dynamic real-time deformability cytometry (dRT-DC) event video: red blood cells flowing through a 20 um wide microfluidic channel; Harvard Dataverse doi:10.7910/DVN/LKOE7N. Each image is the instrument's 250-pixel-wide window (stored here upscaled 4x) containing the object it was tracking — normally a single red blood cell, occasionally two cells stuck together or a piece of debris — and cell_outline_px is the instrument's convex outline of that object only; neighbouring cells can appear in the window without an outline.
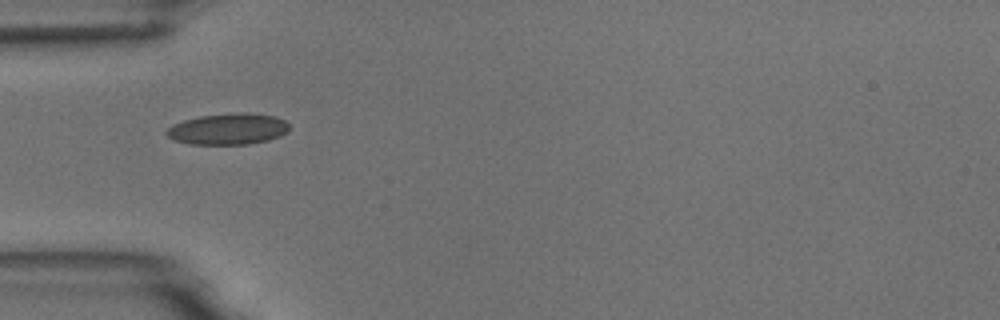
{"species": "common noctule bat (a hibernating species)", "species_latin": "Nyctalus noctula", "temperature_condition": "room temperature", "stored_images_in_passage": 8, "camera_frame_rate_fps": 3000, "um_per_image_px": 0.085, "animal": {"sex": "male", "body_mass_g": 18.8}, "frame": {"image": 1, "passage_image": 5, "time_ms": 4.667, "image_size_px": [1000, 320], "cell_outline_px": [[288, 132], [280, 136], [268, 140], [248, 144], [188, 144], [172, 140], [164, 132], [172, 124], [184, 120], [200, 116], [244, 112], [276, 116], [284, 120], [288, 124]], "centroid_in_image_um": [19.37, 10.97], "position_along_channel_um": 65.6, "area_um2": 22.37}}